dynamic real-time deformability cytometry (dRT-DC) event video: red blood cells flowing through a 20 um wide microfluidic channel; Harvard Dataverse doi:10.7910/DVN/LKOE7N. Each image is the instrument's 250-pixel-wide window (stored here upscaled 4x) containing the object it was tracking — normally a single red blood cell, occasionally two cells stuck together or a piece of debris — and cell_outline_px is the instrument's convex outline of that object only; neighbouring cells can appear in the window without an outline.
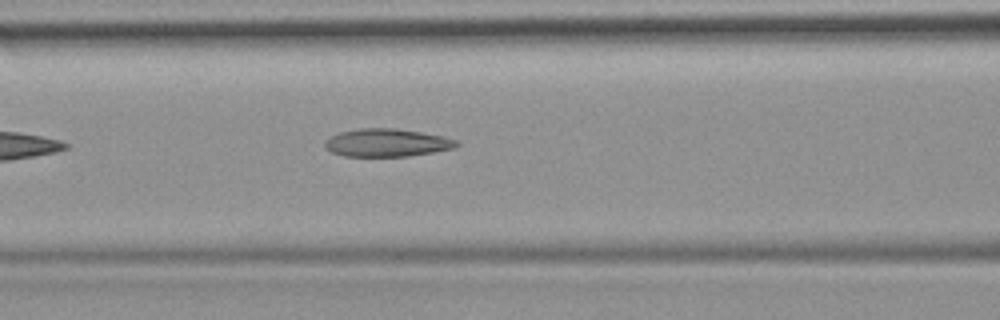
{"species": "common noctule bat (a hibernating species)", "species_latin": "Nyctalus noctula", "temperature_condition": "room temperature", "stored_images_in_passage": 4, "camera_frame_rate_fps": 3000, "um_per_image_px": 0.085, "animal": {"sex": "female", "body_mass_g": 19.9}, "frame": {"image": 1, "passage_image": 4, "time_ms": 3.667, "image_size_px": [1000, 320], "cell_outline_px": [[460, 144], [456, 148], [408, 156], [344, 156], [332, 152], [324, 144], [324, 140], [340, 132], [360, 128], [396, 128], [444, 136], [456, 140]], "centroid_in_image_um": [32.91, 12.13], "position_along_channel_um": 133.7, "area_um2": 21.33}}